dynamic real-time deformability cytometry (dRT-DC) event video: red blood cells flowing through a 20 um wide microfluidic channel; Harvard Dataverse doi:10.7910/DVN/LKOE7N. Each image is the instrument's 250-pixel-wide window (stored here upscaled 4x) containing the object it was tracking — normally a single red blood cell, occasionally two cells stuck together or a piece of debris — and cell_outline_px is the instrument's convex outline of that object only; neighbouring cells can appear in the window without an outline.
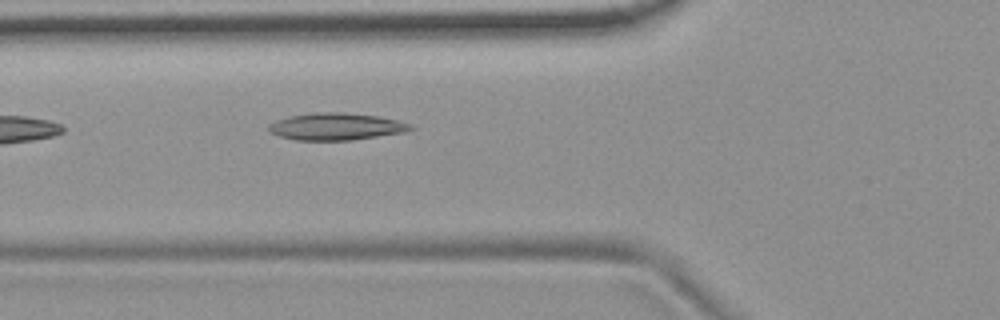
{"species": "common noctule bat (a hibernating species)", "species_latin": "Nyctalus noctula", "temperature_condition": "room temperature", "stored_images_in_passage": 5, "camera_frame_rate_fps": 3000, "um_per_image_px": 0.085, "animal": {"sex": "female", "body_mass_g": 19.9}, "frame": {"image": 1, "passage_image": 5, "time_ms": 4.667, "image_size_px": [1000, 320], "cell_outline_px": [[412, 128], [404, 132], [352, 140], [296, 140], [280, 136], [268, 132], [268, 124], [276, 120], [292, 116], [316, 112], [340, 112], [376, 116], [396, 120], [412, 124]], "centroid_in_image_um": [28.53, 10.76], "position_along_channel_um": 97.3, "area_um2": 22.14}}